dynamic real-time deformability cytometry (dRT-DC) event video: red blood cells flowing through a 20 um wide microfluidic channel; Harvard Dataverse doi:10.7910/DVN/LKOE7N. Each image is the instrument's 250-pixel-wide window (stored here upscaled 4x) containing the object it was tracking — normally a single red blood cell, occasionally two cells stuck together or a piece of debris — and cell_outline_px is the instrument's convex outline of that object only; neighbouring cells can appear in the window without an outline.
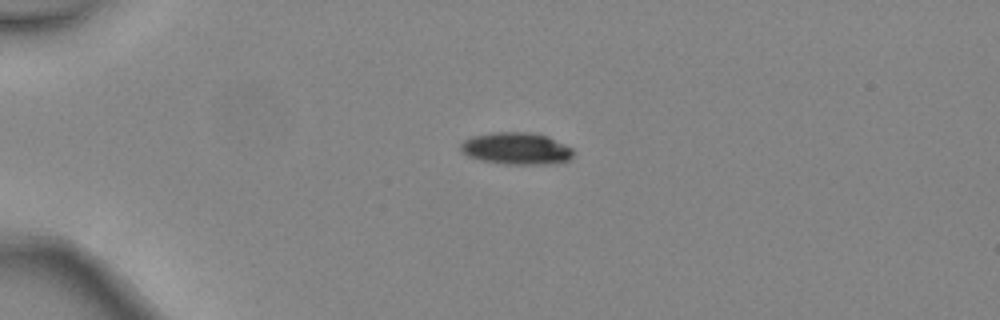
{"species": "common noctule bat (a hibernating species)", "species_latin": "Nyctalus noctula", "temperature_condition": "warm", "stored_images_in_passage": 2, "camera_frame_rate_fps": 3000, "um_per_image_px": 0.085, "animal": {"sex": "female", "body_mass_g": 24.6, "forearm_length_mm": 56.2}, "frame": {"image": 1, "passage_image": 1, "time_ms": 0.0, "image_size_px": [1000, 320], "cell_outline_px": [[572, 156], [568, 160], [552, 164], [504, 164], [480, 160], [468, 156], [460, 152], [460, 144], [464, 140], [472, 136], [492, 132], [532, 132], [548, 136], [572, 148]], "centroid_in_image_um": [43.85, 12.62], "position_along_channel_um": 41.1, "area_um2": 21.15}}